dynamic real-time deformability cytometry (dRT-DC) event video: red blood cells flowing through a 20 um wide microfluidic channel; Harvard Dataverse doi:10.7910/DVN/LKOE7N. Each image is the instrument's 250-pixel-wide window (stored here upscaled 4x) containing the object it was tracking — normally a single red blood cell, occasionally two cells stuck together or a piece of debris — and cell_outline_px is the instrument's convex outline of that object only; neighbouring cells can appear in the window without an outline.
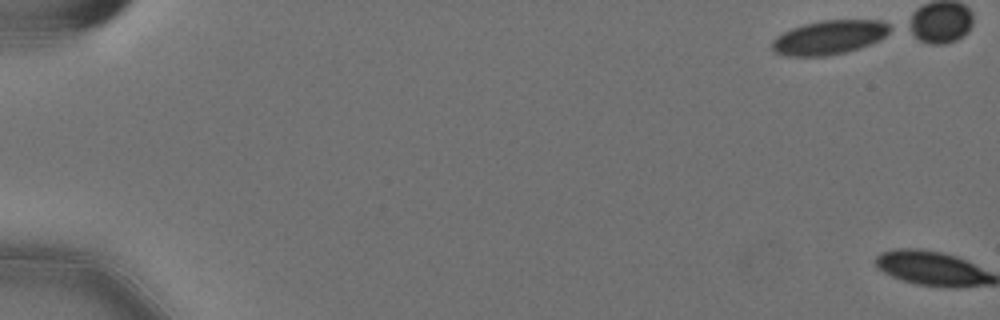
{"species": "Egyptian fruit bat (a non-hibernating species)", "species_latin": "Rousettus aegyptiacus", "temperature_condition": "cold", "stored_images_in_passage": 2, "camera_frame_rate_fps": 3000, "um_per_image_px": 0.085, "animal": {"sex": "female"}, "frame": {"image": 1, "passage_image": 1, "time_ms": 0.0, "image_size_px": [1000, 320], "cell_outline_px": [[896, 28], [880, 40], [844, 52], [824, 56], [788, 56], [772, 52], [772, 40], [776, 36], [792, 28], [804, 24], [824, 20], [880, 20]], "centroid_in_image_um": [70.5, 3.17], "position_along_channel_um": 14.5, "area_um2": 23.41}}